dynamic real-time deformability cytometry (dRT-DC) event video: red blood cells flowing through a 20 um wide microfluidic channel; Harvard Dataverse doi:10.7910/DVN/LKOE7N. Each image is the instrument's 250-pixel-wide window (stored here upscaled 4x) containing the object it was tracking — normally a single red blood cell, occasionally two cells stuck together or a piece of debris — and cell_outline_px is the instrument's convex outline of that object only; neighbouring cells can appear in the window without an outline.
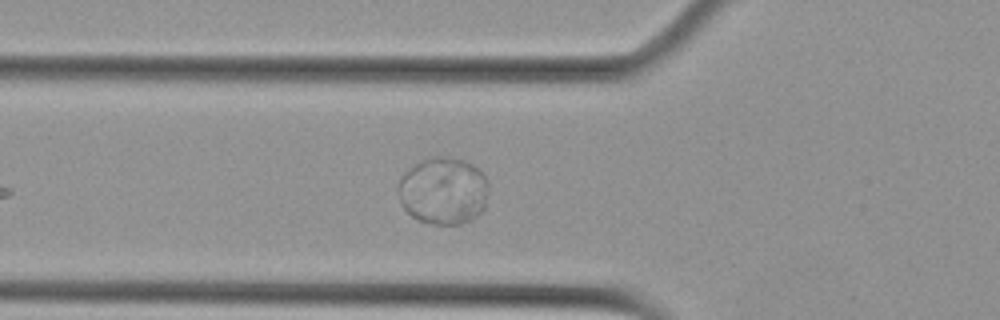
{"species": "Egyptian fruit bat (a non-hibernating species)", "species_latin": "Rousettus aegyptiacus", "temperature_condition": "cold", "stored_images_in_passage": 5, "camera_frame_rate_fps": 3000, "um_per_image_px": 0.085, "animal": {"sex": "female"}, "frame": {"image": 1, "passage_image": 5, "time_ms": 1.333, "image_size_px": [1000, 320], "cell_outline_px": [[488, 188], [484, 208], [472, 220], [460, 224], [428, 224], [412, 216], [404, 208], [400, 200], [396, 188], [404, 172], [416, 164], [432, 156], [444, 156], [464, 160], [480, 168], [488, 180]], "centroid_in_image_um": [37.69, 16.21], "position_along_channel_um": 88.1, "area_um2": 35.66}}